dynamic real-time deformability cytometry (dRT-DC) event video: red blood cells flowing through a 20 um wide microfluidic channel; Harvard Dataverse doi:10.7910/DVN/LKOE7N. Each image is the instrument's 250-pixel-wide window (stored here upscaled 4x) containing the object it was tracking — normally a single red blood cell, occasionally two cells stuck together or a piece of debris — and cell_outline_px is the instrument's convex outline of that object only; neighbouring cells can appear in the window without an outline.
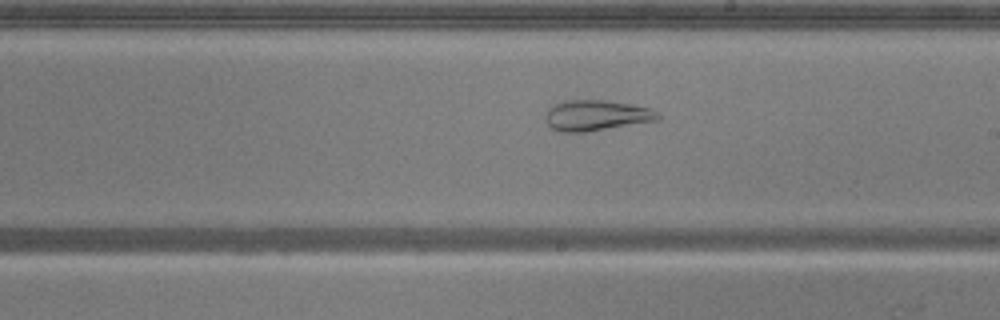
{"species": "common noctule bat (a hibernating species)", "species_latin": "Nyctalus noctula", "temperature_condition": "warm", "stored_images_in_passage": 39, "camera_frame_rate_fps": 3000, "um_per_image_px": 0.085, "animal": {"sex": "male", "body_mass_g": 20.5, "forearm_length_mm": 52.5}, "frame": {"image": 1, "passage_image": 19, "time_ms": 6.0, "image_size_px": [1000, 320], "cell_outline_px": [[660, 120], [588, 132], [560, 132], [552, 128], [544, 120], [544, 116], [548, 108], [564, 100], [608, 100], [652, 108], [660, 116]], "centroid_in_image_um": [50.69, 9.81], "position_along_channel_um": 238.3, "area_um2": 20.35}}
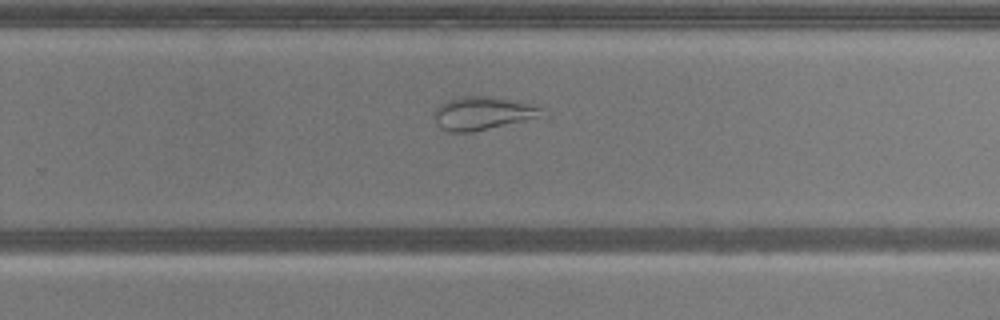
{"frame": {"image": 2, "passage_image": 23, "time_ms": 7.333, "image_size_px": [1000, 320], "cell_outline_px": [[540, 112], [536, 116], [524, 120], [472, 132], [448, 132], [440, 128], [432, 116], [432, 112], [444, 100], [456, 96], [492, 96], [540, 108]], "centroid_in_image_um": [40.8, 9.62], "position_along_channel_um": 289.0, "area_um2": 20.29}}
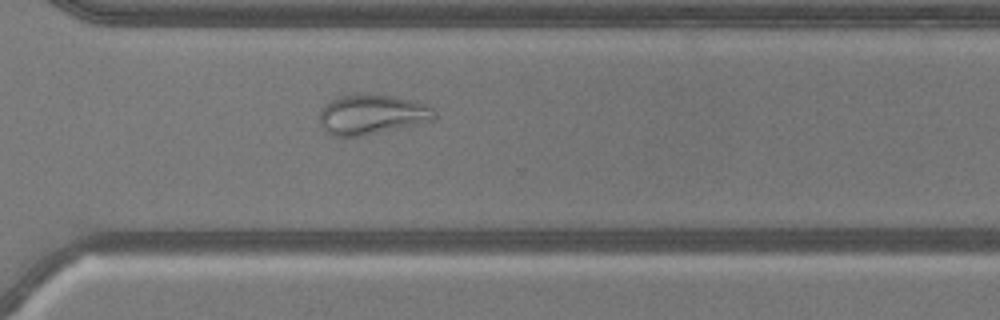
{"frame": {"image": 3, "passage_image": 27, "time_ms": 8.667, "image_size_px": [1000, 320], "cell_outline_px": [[436, 120], [364, 136], [332, 136], [324, 132], [320, 128], [320, 112], [324, 104], [340, 96], [392, 96], [416, 100], [428, 104], [432, 108], [436, 116]], "centroid_in_image_um": [31.62, 9.77], "position_along_channel_um": 339.0, "area_um2": 26.65}, "authors_computed_cell_mechanics": {"area_um2": 20.2878, "velocity_mm_per_s": 3.8016, "shape_relaxation_time_tau1_ms": null, "shape_relaxation_time_tau2_ms": 1.559, "deformation_change_tau1": null, "deformation_change_tau2": 0.0716}}